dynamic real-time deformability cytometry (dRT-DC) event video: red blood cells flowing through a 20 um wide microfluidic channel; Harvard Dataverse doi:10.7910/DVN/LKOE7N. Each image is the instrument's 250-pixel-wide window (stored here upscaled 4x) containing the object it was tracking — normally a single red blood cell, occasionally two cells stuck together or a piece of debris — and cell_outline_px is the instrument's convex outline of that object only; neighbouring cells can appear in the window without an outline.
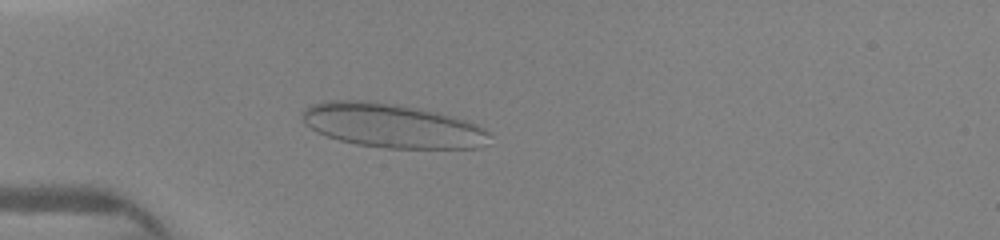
{"species": "human", "species_latin": "Homo sapiens", "temperature_condition": "warm", "stored_images_in_passage": 13, "camera_frame_rate_fps": 3000, "um_per_image_px": 0.085, "donor": {"sex": "female"}, "frame": {"image": 1, "passage_image": 10, "time_ms": 4.0, "image_size_px": [1000, 240], "cell_outline_px": [[492, 136], [488, 144], [480, 148], [384, 148], [356, 144], [340, 140], [316, 132], [304, 124], [300, 116], [304, 108], [312, 104], [328, 100], [372, 100], [400, 104], [420, 108], [468, 120], [484, 128]], "centroid_in_image_um": [33.33, 10.67], "position_along_channel_um": 51.7, "area_um2": 48.84}}